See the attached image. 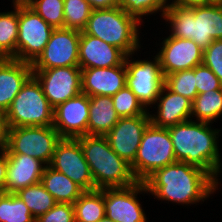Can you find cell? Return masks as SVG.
Masks as SVG:
<instances>
[{
  "label": "cell",
  "mask_w": 222,
  "mask_h": 222,
  "mask_svg": "<svg viewBox=\"0 0 222 222\" xmlns=\"http://www.w3.org/2000/svg\"><path fill=\"white\" fill-rule=\"evenodd\" d=\"M54 108L38 80L32 75L5 112L9 128L52 126Z\"/></svg>",
  "instance_id": "obj_6"
},
{
  "label": "cell",
  "mask_w": 222,
  "mask_h": 222,
  "mask_svg": "<svg viewBox=\"0 0 222 222\" xmlns=\"http://www.w3.org/2000/svg\"><path fill=\"white\" fill-rule=\"evenodd\" d=\"M170 5H177L181 7H192V6L206 5V0H174Z\"/></svg>",
  "instance_id": "obj_41"
},
{
  "label": "cell",
  "mask_w": 222,
  "mask_h": 222,
  "mask_svg": "<svg viewBox=\"0 0 222 222\" xmlns=\"http://www.w3.org/2000/svg\"><path fill=\"white\" fill-rule=\"evenodd\" d=\"M140 22L121 7L92 10L82 33L119 48L126 56L139 48Z\"/></svg>",
  "instance_id": "obj_5"
},
{
  "label": "cell",
  "mask_w": 222,
  "mask_h": 222,
  "mask_svg": "<svg viewBox=\"0 0 222 222\" xmlns=\"http://www.w3.org/2000/svg\"><path fill=\"white\" fill-rule=\"evenodd\" d=\"M41 183L45 189L54 197L57 203L73 204L84 190L68 178L65 174L54 170L46 165Z\"/></svg>",
  "instance_id": "obj_24"
},
{
  "label": "cell",
  "mask_w": 222,
  "mask_h": 222,
  "mask_svg": "<svg viewBox=\"0 0 222 222\" xmlns=\"http://www.w3.org/2000/svg\"><path fill=\"white\" fill-rule=\"evenodd\" d=\"M80 32L54 28L43 52L32 63V69L79 66Z\"/></svg>",
  "instance_id": "obj_13"
},
{
  "label": "cell",
  "mask_w": 222,
  "mask_h": 222,
  "mask_svg": "<svg viewBox=\"0 0 222 222\" xmlns=\"http://www.w3.org/2000/svg\"><path fill=\"white\" fill-rule=\"evenodd\" d=\"M45 167V163L37 158L25 154H7L5 192L17 193L20 189L40 183Z\"/></svg>",
  "instance_id": "obj_20"
},
{
  "label": "cell",
  "mask_w": 222,
  "mask_h": 222,
  "mask_svg": "<svg viewBox=\"0 0 222 222\" xmlns=\"http://www.w3.org/2000/svg\"><path fill=\"white\" fill-rule=\"evenodd\" d=\"M88 118L89 96L80 93L54 108L53 127L61 138L76 139L87 135Z\"/></svg>",
  "instance_id": "obj_17"
},
{
  "label": "cell",
  "mask_w": 222,
  "mask_h": 222,
  "mask_svg": "<svg viewBox=\"0 0 222 222\" xmlns=\"http://www.w3.org/2000/svg\"><path fill=\"white\" fill-rule=\"evenodd\" d=\"M148 192L144 182L124 188H104L105 216L115 222H147L139 192Z\"/></svg>",
  "instance_id": "obj_14"
},
{
  "label": "cell",
  "mask_w": 222,
  "mask_h": 222,
  "mask_svg": "<svg viewBox=\"0 0 222 222\" xmlns=\"http://www.w3.org/2000/svg\"><path fill=\"white\" fill-rule=\"evenodd\" d=\"M156 55L164 77L177 71L193 69L203 63V49L193 40L168 36Z\"/></svg>",
  "instance_id": "obj_16"
},
{
  "label": "cell",
  "mask_w": 222,
  "mask_h": 222,
  "mask_svg": "<svg viewBox=\"0 0 222 222\" xmlns=\"http://www.w3.org/2000/svg\"><path fill=\"white\" fill-rule=\"evenodd\" d=\"M98 222H115L113 220H111L110 218H108L107 216H104L102 219H100Z\"/></svg>",
  "instance_id": "obj_44"
},
{
  "label": "cell",
  "mask_w": 222,
  "mask_h": 222,
  "mask_svg": "<svg viewBox=\"0 0 222 222\" xmlns=\"http://www.w3.org/2000/svg\"><path fill=\"white\" fill-rule=\"evenodd\" d=\"M16 194L27 205L36 219L57 204L54 197L45 189L41 182L20 189Z\"/></svg>",
  "instance_id": "obj_27"
},
{
  "label": "cell",
  "mask_w": 222,
  "mask_h": 222,
  "mask_svg": "<svg viewBox=\"0 0 222 222\" xmlns=\"http://www.w3.org/2000/svg\"><path fill=\"white\" fill-rule=\"evenodd\" d=\"M125 58L126 85L136 95L138 100L147 108L156 103V100L165 85L160 61L155 56L154 61L129 60Z\"/></svg>",
  "instance_id": "obj_10"
},
{
  "label": "cell",
  "mask_w": 222,
  "mask_h": 222,
  "mask_svg": "<svg viewBox=\"0 0 222 222\" xmlns=\"http://www.w3.org/2000/svg\"><path fill=\"white\" fill-rule=\"evenodd\" d=\"M82 147L96 189L124 188L135 184L131 166L110 147L105 136L76 138Z\"/></svg>",
  "instance_id": "obj_4"
},
{
  "label": "cell",
  "mask_w": 222,
  "mask_h": 222,
  "mask_svg": "<svg viewBox=\"0 0 222 222\" xmlns=\"http://www.w3.org/2000/svg\"><path fill=\"white\" fill-rule=\"evenodd\" d=\"M73 206L75 222H98L105 216L104 189L84 191Z\"/></svg>",
  "instance_id": "obj_25"
},
{
  "label": "cell",
  "mask_w": 222,
  "mask_h": 222,
  "mask_svg": "<svg viewBox=\"0 0 222 222\" xmlns=\"http://www.w3.org/2000/svg\"><path fill=\"white\" fill-rule=\"evenodd\" d=\"M33 75L32 64L0 58V111L6 112L22 86Z\"/></svg>",
  "instance_id": "obj_21"
},
{
  "label": "cell",
  "mask_w": 222,
  "mask_h": 222,
  "mask_svg": "<svg viewBox=\"0 0 222 222\" xmlns=\"http://www.w3.org/2000/svg\"><path fill=\"white\" fill-rule=\"evenodd\" d=\"M207 4L222 5V0H206V5Z\"/></svg>",
  "instance_id": "obj_43"
},
{
  "label": "cell",
  "mask_w": 222,
  "mask_h": 222,
  "mask_svg": "<svg viewBox=\"0 0 222 222\" xmlns=\"http://www.w3.org/2000/svg\"><path fill=\"white\" fill-rule=\"evenodd\" d=\"M0 222H36L27 205L16 193H0Z\"/></svg>",
  "instance_id": "obj_29"
},
{
  "label": "cell",
  "mask_w": 222,
  "mask_h": 222,
  "mask_svg": "<svg viewBox=\"0 0 222 222\" xmlns=\"http://www.w3.org/2000/svg\"><path fill=\"white\" fill-rule=\"evenodd\" d=\"M49 166L65 174L84 191L96 190L89 165L77 139L61 138L56 144Z\"/></svg>",
  "instance_id": "obj_12"
},
{
  "label": "cell",
  "mask_w": 222,
  "mask_h": 222,
  "mask_svg": "<svg viewBox=\"0 0 222 222\" xmlns=\"http://www.w3.org/2000/svg\"><path fill=\"white\" fill-rule=\"evenodd\" d=\"M30 7L53 28H64V0H34Z\"/></svg>",
  "instance_id": "obj_33"
},
{
  "label": "cell",
  "mask_w": 222,
  "mask_h": 222,
  "mask_svg": "<svg viewBox=\"0 0 222 222\" xmlns=\"http://www.w3.org/2000/svg\"><path fill=\"white\" fill-rule=\"evenodd\" d=\"M9 126L6 114L0 111V149H5L8 143Z\"/></svg>",
  "instance_id": "obj_40"
},
{
  "label": "cell",
  "mask_w": 222,
  "mask_h": 222,
  "mask_svg": "<svg viewBox=\"0 0 222 222\" xmlns=\"http://www.w3.org/2000/svg\"><path fill=\"white\" fill-rule=\"evenodd\" d=\"M177 162L168 128L147 126L143 132L134 162L130 165L134 177L144 182L156 170Z\"/></svg>",
  "instance_id": "obj_7"
},
{
  "label": "cell",
  "mask_w": 222,
  "mask_h": 222,
  "mask_svg": "<svg viewBox=\"0 0 222 222\" xmlns=\"http://www.w3.org/2000/svg\"><path fill=\"white\" fill-rule=\"evenodd\" d=\"M0 13V58L16 59L18 38V8Z\"/></svg>",
  "instance_id": "obj_28"
},
{
  "label": "cell",
  "mask_w": 222,
  "mask_h": 222,
  "mask_svg": "<svg viewBox=\"0 0 222 222\" xmlns=\"http://www.w3.org/2000/svg\"><path fill=\"white\" fill-rule=\"evenodd\" d=\"M209 125L190 119L168 130L177 162L199 167L218 182L221 162L217 139L220 130L212 129Z\"/></svg>",
  "instance_id": "obj_2"
},
{
  "label": "cell",
  "mask_w": 222,
  "mask_h": 222,
  "mask_svg": "<svg viewBox=\"0 0 222 222\" xmlns=\"http://www.w3.org/2000/svg\"><path fill=\"white\" fill-rule=\"evenodd\" d=\"M171 24V35L191 39L203 50L214 40L222 39V5L181 7L168 5L163 15Z\"/></svg>",
  "instance_id": "obj_3"
},
{
  "label": "cell",
  "mask_w": 222,
  "mask_h": 222,
  "mask_svg": "<svg viewBox=\"0 0 222 222\" xmlns=\"http://www.w3.org/2000/svg\"><path fill=\"white\" fill-rule=\"evenodd\" d=\"M82 93L90 96H114L126 85L125 61L115 67L81 70Z\"/></svg>",
  "instance_id": "obj_19"
},
{
  "label": "cell",
  "mask_w": 222,
  "mask_h": 222,
  "mask_svg": "<svg viewBox=\"0 0 222 222\" xmlns=\"http://www.w3.org/2000/svg\"><path fill=\"white\" fill-rule=\"evenodd\" d=\"M196 121L211 123L222 115V88L198 94L192 101L191 116Z\"/></svg>",
  "instance_id": "obj_26"
},
{
  "label": "cell",
  "mask_w": 222,
  "mask_h": 222,
  "mask_svg": "<svg viewBox=\"0 0 222 222\" xmlns=\"http://www.w3.org/2000/svg\"><path fill=\"white\" fill-rule=\"evenodd\" d=\"M34 3V0H13L14 8L18 7H30Z\"/></svg>",
  "instance_id": "obj_42"
},
{
  "label": "cell",
  "mask_w": 222,
  "mask_h": 222,
  "mask_svg": "<svg viewBox=\"0 0 222 222\" xmlns=\"http://www.w3.org/2000/svg\"><path fill=\"white\" fill-rule=\"evenodd\" d=\"M32 70L53 108L82 93L79 66Z\"/></svg>",
  "instance_id": "obj_11"
},
{
  "label": "cell",
  "mask_w": 222,
  "mask_h": 222,
  "mask_svg": "<svg viewBox=\"0 0 222 222\" xmlns=\"http://www.w3.org/2000/svg\"><path fill=\"white\" fill-rule=\"evenodd\" d=\"M0 193L5 192L7 173V150L0 149Z\"/></svg>",
  "instance_id": "obj_38"
},
{
  "label": "cell",
  "mask_w": 222,
  "mask_h": 222,
  "mask_svg": "<svg viewBox=\"0 0 222 222\" xmlns=\"http://www.w3.org/2000/svg\"><path fill=\"white\" fill-rule=\"evenodd\" d=\"M53 30L31 7H18L16 59L32 64L43 52Z\"/></svg>",
  "instance_id": "obj_9"
},
{
  "label": "cell",
  "mask_w": 222,
  "mask_h": 222,
  "mask_svg": "<svg viewBox=\"0 0 222 222\" xmlns=\"http://www.w3.org/2000/svg\"><path fill=\"white\" fill-rule=\"evenodd\" d=\"M203 64L210 68L222 83V39L214 40L203 50Z\"/></svg>",
  "instance_id": "obj_35"
},
{
  "label": "cell",
  "mask_w": 222,
  "mask_h": 222,
  "mask_svg": "<svg viewBox=\"0 0 222 222\" xmlns=\"http://www.w3.org/2000/svg\"><path fill=\"white\" fill-rule=\"evenodd\" d=\"M167 2L168 0H121L120 7L141 23L143 15L153 14L158 10L163 12V17L169 5Z\"/></svg>",
  "instance_id": "obj_34"
},
{
  "label": "cell",
  "mask_w": 222,
  "mask_h": 222,
  "mask_svg": "<svg viewBox=\"0 0 222 222\" xmlns=\"http://www.w3.org/2000/svg\"><path fill=\"white\" fill-rule=\"evenodd\" d=\"M92 10L117 8L121 5V0H85Z\"/></svg>",
  "instance_id": "obj_39"
},
{
  "label": "cell",
  "mask_w": 222,
  "mask_h": 222,
  "mask_svg": "<svg viewBox=\"0 0 222 222\" xmlns=\"http://www.w3.org/2000/svg\"><path fill=\"white\" fill-rule=\"evenodd\" d=\"M119 119L111 96L89 97L87 135L105 136Z\"/></svg>",
  "instance_id": "obj_23"
},
{
  "label": "cell",
  "mask_w": 222,
  "mask_h": 222,
  "mask_svg": "<svg viewBox=\"0 0 222 222\" xmlns=\"http://www.w3.org/2000/svg\"><path fill=\"white\" fill-rule=\"evenodd\" d=\"M78 52L81 70L119 66L126 58V55L119 48L82 32H80Z\"/></svg>",
  "instance_id": "obj_18"
},
{
  "label": "cell",
  "mask_w": 222,
  "mask_h": 222,
  "mask_svg": "<svg viewBox=\"0 0 222 222\" xmlns=\"http://www.w3.org/2000/svg\"><path fill=\"white\" fill-rule=\"evenodd\" d=\"M156 103L158 104L157 116L150 114V122L156 127L169 128L192 118V101L172 92L165 85Z\"/></svg>",
  "instance_id": "obj_22"
},
{
  "label": "cell",
  "mask_w": 222,
  "mask_h": 222,
  "mask_svg": "<svg viewBox=\"0 0 222 222\" xmlns=\"http://www.w3.org/2000/svg\"><path fill=\"white\" fill-rule=\"evenodd\" d=\"M36 222H75L74 206L71 203H57Z\"/></svg>",
  "instance_id": "obj_37"
},
{
  "label": "cell",
  "mask_w": 222,
  "mask_h": 222,
  "mask_svg": "<svg viewBox=\"0 0 222 222\" xmlns=\"http://www.w3.org/2000/svg\"><path fill=\"white\" fill-rule=\"evenodd\" d=\"M112 99L114 109L120 118L144 115L147 112V109L127 85L112 96Z\"/></svg>",
  "instance_id": "obj_32"
},
{
  "label": "cell",
  "mask_w": 222,
  "mask_h": 222,
  "mask_svg": "<svg viewBox=\"0 0 222 222\" xmlns=\"http://www.w3.org/2000/svg\"><path fill=\"white\" fill-rule=\"evenodd\" d=\"M150 114L121 117L105 135L112 150L130 165L134 162L143 132L150 124Z\"/></svg>",
  "instance_id": "obj_15"
},
{
  "label": "cell",
  "mask_w": 222,
  "mask_h": 222,
  "mask_svg": "<svg viewBox=\"0 0 222 222\" xmlns=\"http://www.w3.org/2000/svg\"><path fill=\"white\" fill-rule=\"evenodd\" d=\"M60 140L53 125L9 128L6 150L7 154H25L50 165Z\"/></svg>",
  "instance_id": "obj_8"
},
{
  "label": "cell",
  "mask_w": 222,
  "mask_h": 222,
  "mask_svg": "<svg viewBox=\"0 0 222 222\" xmlns=\"http://www.w3.org/2000/svg\"><path fill=\"white\" fill-rule=\"evenodd\" d=\"M195 83V67L193 69L173 72L165 76V86L169 90L191 101L198 95Z\"/></svg>",
  "instance_id": "obj_31"
},
{
  "label": "cell",
  "mask_w": 222,
  "mask_h": 222,
  "mask_svg": "<svg viewBox=\"0 0 222 222\" xmlns=\"http://www.w3.org/2000/svg\"><path fill=\"white\" fill-rule=\"evenodd\" d=\"M144 184L155 198L178 204H196L216 191L219 183L199 167L175 162L156 170Z\"/></svg>",
  "instance_id": "obj_1"
},
{
  "label": "cell",
  "mask_w": 222,
  "mask_h": 222,
  "mask_svg": "<svg viewBox=\"0 0 222 222\" xmlns=\"http://www.w3.org/2000/svg\"><path fill=\"white\" fill-rule=\"evenodd\" d=\"M91 11L85 0H64V28L82 32Z\"/></svg>",
  "instance_id": "obj_30"
},
{
  "label": "cell",
  "mask_w": 222,
  "mask_h": 222,
  "mask_svg": "<svg viewBox=\"0 0 222 222\" xmlns=\"http://www.w3.org/2000/svg\"><path fill=\"white\" fill-rule=\"evenodd\" d=\"M195 81L198 94L222 88L218 77L203 63L195 67Z\"/></svg>",
  "instance_id": "obj_36"
}]
</instances>
